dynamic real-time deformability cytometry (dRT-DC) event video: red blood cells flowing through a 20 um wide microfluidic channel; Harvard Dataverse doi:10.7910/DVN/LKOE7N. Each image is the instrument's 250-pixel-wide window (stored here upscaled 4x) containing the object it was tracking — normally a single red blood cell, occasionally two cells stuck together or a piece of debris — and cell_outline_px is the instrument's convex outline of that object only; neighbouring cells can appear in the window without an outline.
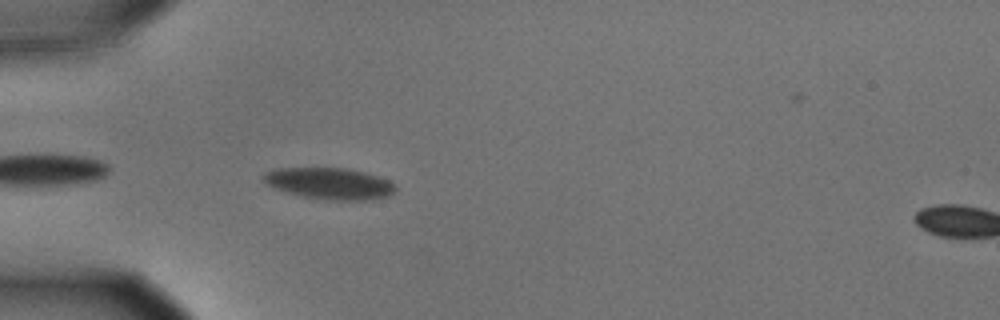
{"species": "common noctule bat (a hibernating species)", "species_latin": "Nyctalus noctula", "temperature_condition": "cold", "stored_images_in_passage": 7, "camera_frame_rate_fps": 3000, "um_per_image_px": 0.085, "animal": {"sex": "male", "body_mass_g": 15.6}, "frame": {"image": 1, "passage_image": 2, "time_ms": 0.333, "image_size_px": [1000, 320], "cell_outline_px": [[396, 188], [388, 196], [372, 200], [328, 200], [300, 196], [264, 184], [260, 176], [264, 172], [276, 168], [348, 168], [364, 172], [388, 180], [396, 184]], "centroid_in_image_um": [27.97, 15.59], "position_along_channel_um": 57.0, "area_um2": 24.39}}